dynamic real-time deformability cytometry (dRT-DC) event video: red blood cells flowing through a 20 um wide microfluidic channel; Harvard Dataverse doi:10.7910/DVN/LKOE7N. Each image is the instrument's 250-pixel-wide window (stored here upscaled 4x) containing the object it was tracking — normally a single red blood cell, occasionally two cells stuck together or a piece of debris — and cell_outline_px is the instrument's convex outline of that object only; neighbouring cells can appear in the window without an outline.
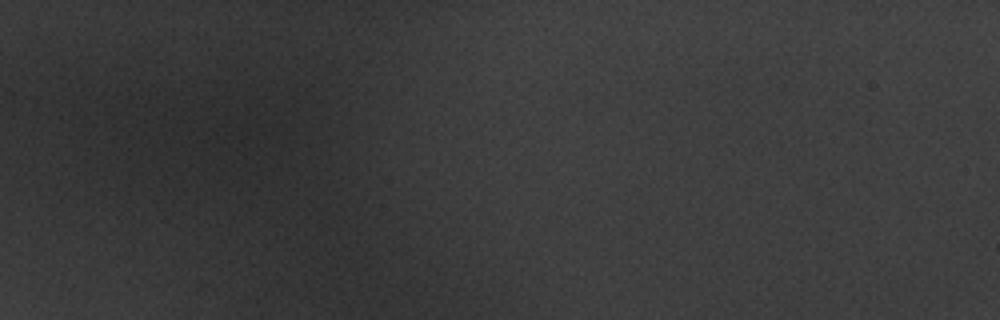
{"species": "common noctule bat (a hibernating species)", "species_latin": "Nyctalus noctula", "temperature_condition": "warm", "stored_images_in_passage": 3, "camera_frame_rate_fps": 3000, "um_per_image_px": 0.085, "animal": {"sex": "male", "body_mass_g": 20.1, "forearm_length_mm": 53.5}, "frame": {"image": 1, "passage_image": 1, "time_ms": 0.0, "image_size_px": [1000, 320], "cell_outline_px": [[312, 152], [280, 168], [256, 160], [240, 152], [236, 148], [232, 140], [236, 132], [240, 128], [264, 120], [296, 128], [308, 144]], "centroid_in_image_um": [23.06, 12.18], "position_along_channel_um": 61.9, "area_um2": 18.03}}